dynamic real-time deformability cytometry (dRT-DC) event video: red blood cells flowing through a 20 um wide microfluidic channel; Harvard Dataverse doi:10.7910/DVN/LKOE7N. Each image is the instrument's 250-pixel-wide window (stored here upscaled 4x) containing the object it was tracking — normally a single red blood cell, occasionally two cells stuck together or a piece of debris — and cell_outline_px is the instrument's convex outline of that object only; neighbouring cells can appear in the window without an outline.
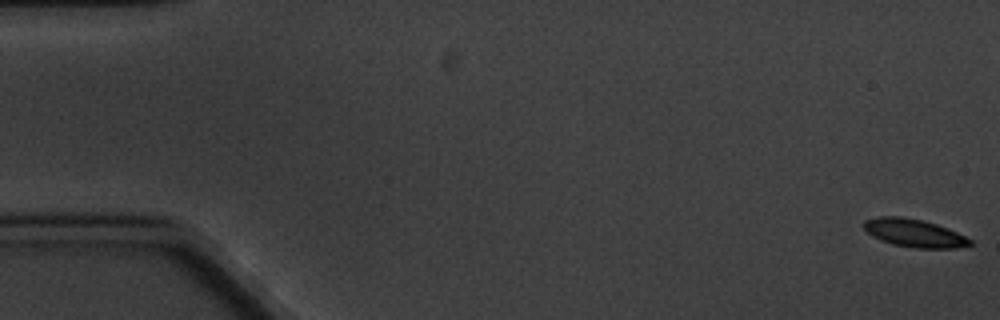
{"species": "common noctule bat (a hibernating species)", "species_latin": "Nyctalus noctula", "temperature_condition": "cold", "stored_images_in_passage": 6, "camera_frame_rate_fps": 3000, "um_per_image_px": 0.085, "animal": {"sex": "male", "body_mass_g": 20.1, "forearm_length_mm": 53.5}, "frame": {"image": 1, "passage_image": 1, "time_ms": 0.0, "image_size_px": [1000, 320], "cell_outline_px": [[972, 244], [956, 248], [916, 248], [892, 244], [880, 240], [872, 236], [864, 228], [864, 220], [876, 216], [900, 216], [924, 220], [948, 228], [972, 240]], "centroid_in_image_um": [77.68, 19.8], "position_along_channel_um": 7.3, "area_um2": 17.34}}